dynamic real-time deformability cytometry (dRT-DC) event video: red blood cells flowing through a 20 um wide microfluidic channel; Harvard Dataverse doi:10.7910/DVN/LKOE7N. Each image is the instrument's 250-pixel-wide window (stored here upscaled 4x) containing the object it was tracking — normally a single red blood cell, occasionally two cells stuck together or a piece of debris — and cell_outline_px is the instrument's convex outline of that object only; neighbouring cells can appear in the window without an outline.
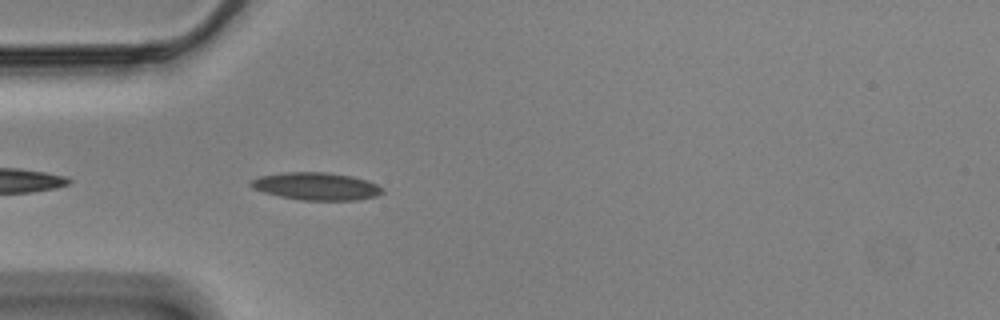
{"species": "Egyptian fruit bat (a non-hibernating species)", "species_latin": "Rousettus aegyptiacus", "temperature_condition": "cold", "stored_images_in_passage": 12, "camera_frame_rate_fps": 3000, "um_per_image_px": 0.085, "animal": {"sex": "male"}, "frame": {"image": 1, "passage_image": 3, "time_ms": 0.667, "image_size_px": [1000, 320], "cell_outline_px": [[384, 192], [376, 196], [356, 200], [300, 200], [280, 196], [264, 192], [252, 188], [248, 184], [252, 180], [260, 176], [284, 172], [328, 172], [352, 176], [368, 180], [376, 184]], "centroid_in_image_um": [26.87, 15.83], "position_along_channel_um": 58.1, "area_um2": 21.1}}
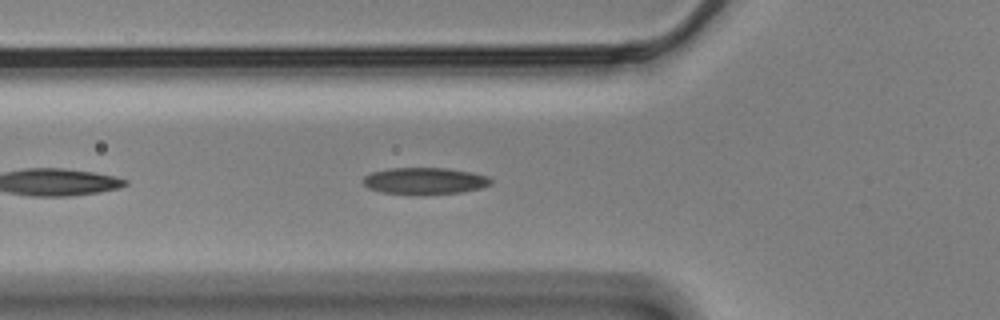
{"frame": {"image": 2, "passage_image": 6, "time_ms": 1.667, "image_size_px": [1000, 320], "cell_outline_px": [[492, 184], [480, 188], [460, 192], [420, 196], [416, 196], [380, 192], [368, 188], [364, 184], [364, 176], [372, 172], [388, 168], [448, 168], [472, 172], [488, 176], [492, 180]], "centroid_in_image_um": [36.1, 15.39], "position_along_channel_um": 89.7, "area_um2": 20.35}}